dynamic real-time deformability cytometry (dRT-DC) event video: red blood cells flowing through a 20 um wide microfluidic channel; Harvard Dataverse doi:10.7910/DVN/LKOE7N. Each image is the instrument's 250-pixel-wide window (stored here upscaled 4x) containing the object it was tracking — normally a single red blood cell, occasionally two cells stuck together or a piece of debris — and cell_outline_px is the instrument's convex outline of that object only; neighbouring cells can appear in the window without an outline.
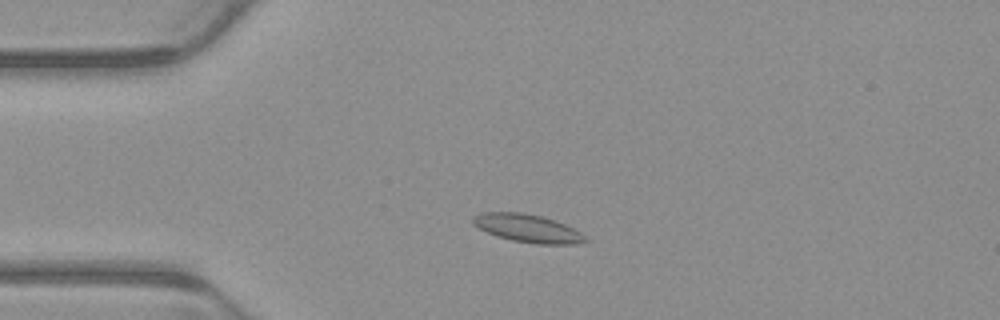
{"species": "common noctule bat (a hibernating species)", "species_latin": "Nyctalus noctula", "temperature_condition": "warm", "stored_images_in_passage": 3, "camera_frame_rate_fps": 3000, "um_per_image_px": 0.085, "animal": {"sex": "male", "body_mass_g": 23.1, "forearm_length_mm": 52.7}, "frame": {"image": 1, "passage_image": 2, "time_ms": 0.333, "image_size_px": [1000, 320], "cell_outline_px": [[592, 240], [576, 244], [536, 244], [512, 240], [496, 236], [472, 224], [472, 216], [480, 212], [520, 212], [540, 216], [564, 224], [580, 232]], "centroid_in_image_um": [44.85, 19.41], "position_along_channel_um": 40.2, "area_um2": 18.32}}